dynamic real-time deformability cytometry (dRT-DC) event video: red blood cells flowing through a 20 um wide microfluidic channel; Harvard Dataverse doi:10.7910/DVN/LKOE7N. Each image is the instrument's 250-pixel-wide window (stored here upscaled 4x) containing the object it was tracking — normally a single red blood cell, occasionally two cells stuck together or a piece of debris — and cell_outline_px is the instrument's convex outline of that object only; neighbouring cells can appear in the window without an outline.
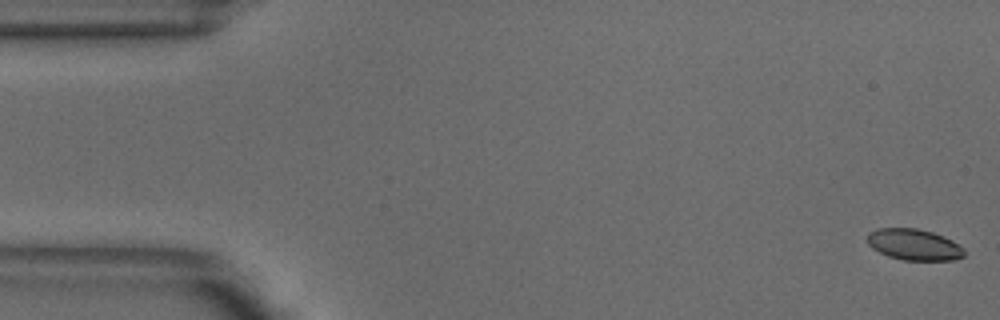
{"species": "common noctule bat (a hibernating species)", "species_latin": "Nyctalus noctula", "temperature_condition": "warm", "stored_images_in_passage": 8, "camera_frame_rate_fps": 3000, "um_per_image_px": 0.085, "animal": {"sex": "male", "body_mass_g": 18.8}, "frame": {"image": 1, "passage_image": 1, "time_ms": 0.0, "image_size_px": [1000, 320], "cell_outline_px": [[964, 256], [956, 260], [904, 260], [888, 256], [872, 248], [868, 244], [868, 232], [876, 228], [916, 228], [932, 232], [952, 240], [964, 248]], "centroid_in_image_um": [77.69, 20.79], "position_along_channel_um": 7.3, "area_um2": 17.63}}